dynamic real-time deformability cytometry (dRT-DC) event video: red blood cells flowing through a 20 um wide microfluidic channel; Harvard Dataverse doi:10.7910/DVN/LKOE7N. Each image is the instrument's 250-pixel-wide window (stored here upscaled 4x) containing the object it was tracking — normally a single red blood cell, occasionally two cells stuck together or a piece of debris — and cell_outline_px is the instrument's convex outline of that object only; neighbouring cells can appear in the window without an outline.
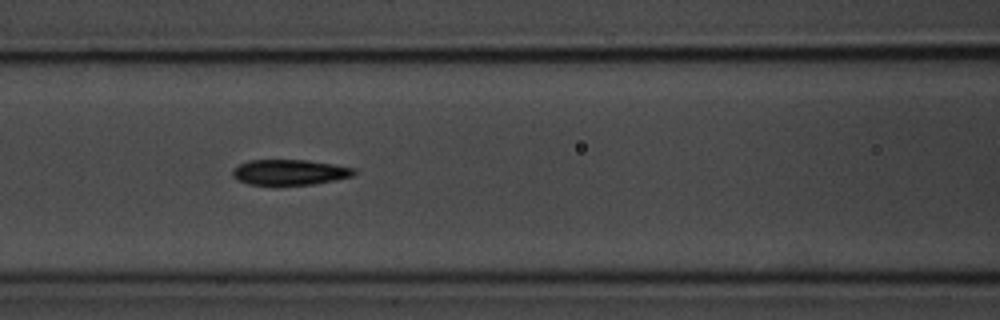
{"species": "common noctule bat (a hibernating species)", "species_latin": "Nyctalus noctula", "temperature_condition": "room temperature", "stored_images_in_passage": 30, "camera_frame_rate_fps": 3000, "um_per_image_px": 0.085, "animal": {"sex": "male", "body_mass_g": 20.1, "forearm_length_mm": 53.5}, "frame": {"image": 1, "passage_image": 13, "time_ms": 4.0, "image_size_px": [1000, 320], "cell_outline_px": [[356, 172], [352, 176], [312, 184], [248, 184], [232, 176], [232, 172], [240, 164], [248, 160], [308, 160], [356, 168]], "centroid_in_image_um": [24.64, 14.62], "position_along_channel_um": 142.0, "area_um2": 17.63}}